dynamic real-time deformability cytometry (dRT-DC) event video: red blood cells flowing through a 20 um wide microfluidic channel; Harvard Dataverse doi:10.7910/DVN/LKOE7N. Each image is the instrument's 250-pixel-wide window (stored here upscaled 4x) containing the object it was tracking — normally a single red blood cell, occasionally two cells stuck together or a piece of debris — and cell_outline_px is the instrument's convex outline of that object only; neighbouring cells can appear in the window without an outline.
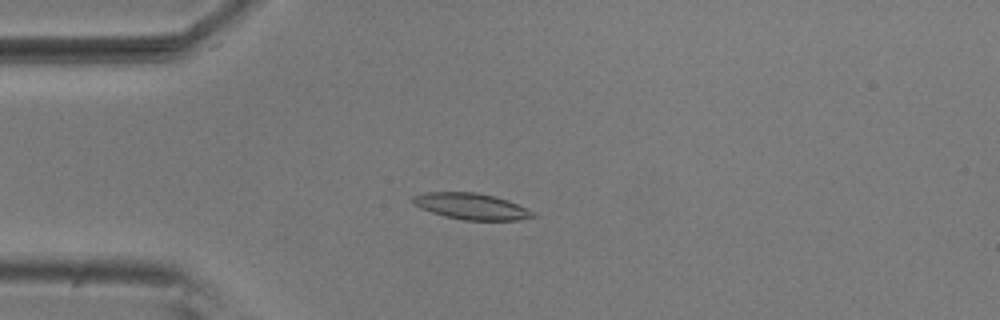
{"species": "common noctule bat (a hibernating species)", "species_latin": "Nyctalus noctula", "temperature_condition": "room temperature", "stored_images_in_passage": 6, "camera_frame_rate_fps": 3000, "um_per_image_px": 0.085, "animal": {"sex": "male", "body_mass_g": 20.5, "forearm_length_mm": 52.5}, "frame": {"image": 1, "passage_image": 4, "time_ms": 1.0, "image_size_px": [1000, 320], "cell_outline_px": [[536, 216], [516, 220], [464, 220], [444, 216], [420, 208], [412, 200], [412, 196], [428, 192], [476, 192], [508, 200], [536, 212]], "centroid_in_image_um": [40.08, 17.54], "position_along_channel_um": 44.9, "area_um2": 18.21}}
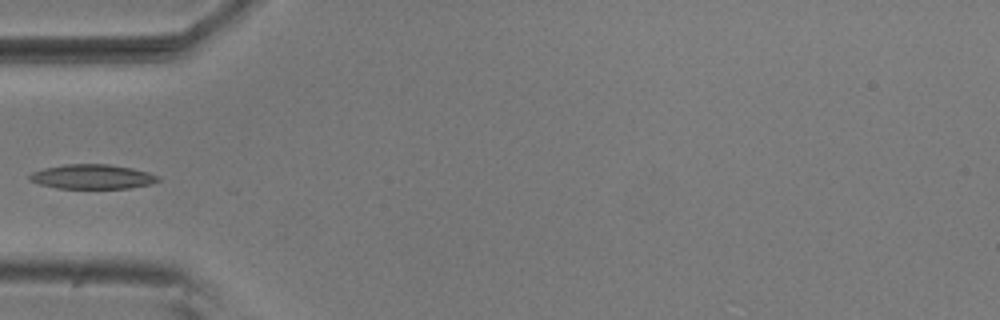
{"frame": {"image": 2, "passage_image": 5, "time_ms": 1.333, "image_size_px": [1000, 320], "cell_outline_px": [[160, 180], [152, 184], [128, 188], [56, 188], [40, 184], [28, 180], [28, 176], [32, 172], [44, 168], [64, 164], [108, 164], [132, 168], [148, 172], [160, 176]], "centroid_in_image_um": [7.85, 15.01], "position_along_channel_um": 77.2, "area_um2": 18.44}}
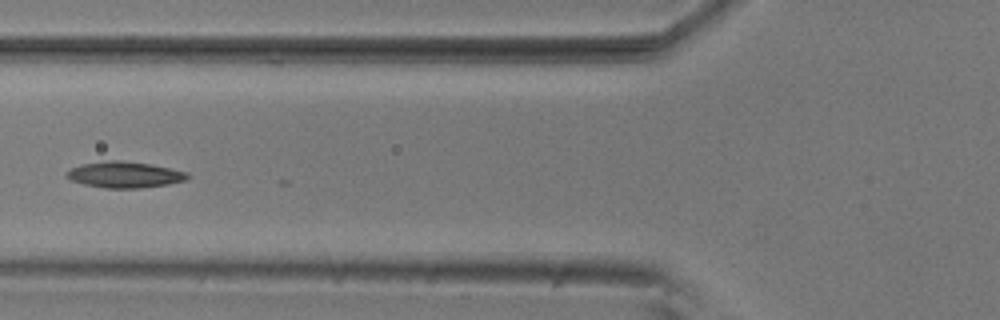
{"frame": {"image": 3, "passage_image": 6, "time_ms": 1.667, "image_size_px": [1000, 320], "cell_outline_px": [[188, 176], [184, 180], [168, 184], [140, 188], [104, 188], [84, 184], [72, 180], [64, 172], [80, 164], [108, 160], [120, 160], [152, 164], [188, 172]], "centroid_in_image_um": [10.58, 14.84], "position_along_channel_um": 115.2, "area_um2": 18.32}}